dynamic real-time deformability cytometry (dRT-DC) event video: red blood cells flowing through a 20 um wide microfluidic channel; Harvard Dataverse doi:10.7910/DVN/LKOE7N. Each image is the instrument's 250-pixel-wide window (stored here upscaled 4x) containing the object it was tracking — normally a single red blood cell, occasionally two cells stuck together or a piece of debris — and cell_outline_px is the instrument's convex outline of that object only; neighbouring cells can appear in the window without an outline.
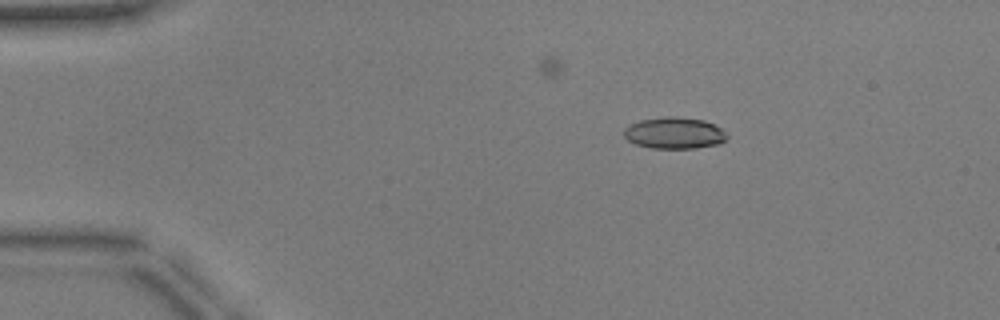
{"species": "common noctule bat (a hibernating species)", "species_latin": "Nyctalus noctula", "temperature_condition": "warm", "stored_images_in_passage": 42, "camera_frame_rate_fps": 3000, "um_per_image_px": 0.085, "animal": {"sex": "male", "body_mass_g": 17.9, "forearm_length_mm": 54.2}, "frame": {"image": 1, "passage_image": 9, "time_ms": 2.667, "image_size_px": [1000, 320], "cell_outline_px": [[728, 136], [720, 144], [696, 148], [652, 148], [636, 144], [628, 140], [624, 136], [624, 128], [640, 120], [668, 116], [676, 116], [704, 120], [720, 128]], "centroid_in_image_um": [57.32, 11.31], "position_along_channel_um": 27.7, "area_um2": 18.79}}
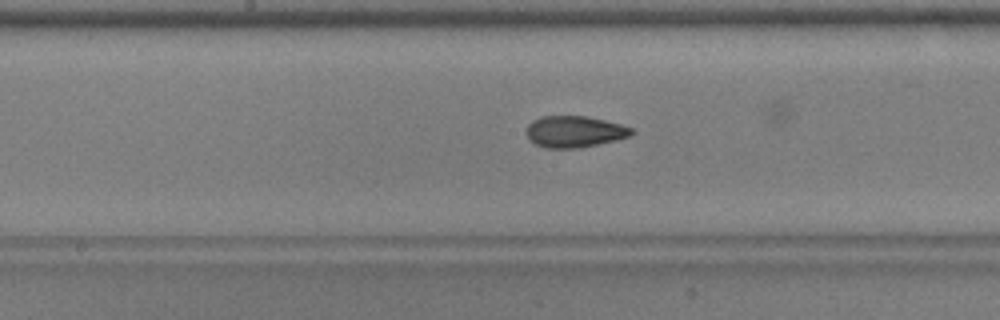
{"frame": {"image": 2, "passage_image": 27, "time_ms": 8.667, "image_size_px": [1000, 320], "cell_outline_px": [[636, 132], [628, 136], [616, 140], [580, 148], [544, 148], [528, 140], [524, 132], [528, 124], [532, 120], [540, 116], [584, 116], [604, 120], [620, 124], [632, 128]], "centroid_in_image_um": [48.77, 11.19], "position_along_channel_um": 199.4, "area_um2": 19.48}}
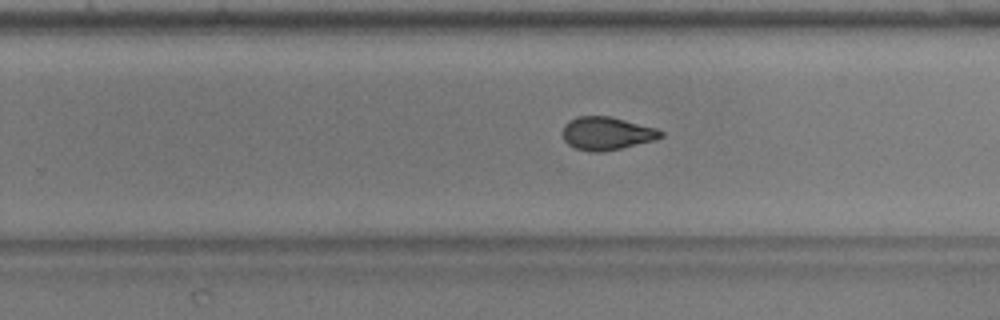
{"frame": {"image": 3, "passage_image": 33, "time_ms": 10.667, "image_size_px": [1000, 320], "cell_outline_px": [[664, 136], [656, 140], [620, 148], [600, 152], [588, 152], [576, 148], [568, 144], [564, 140], [560, 132], [564, 124], [568, 120], [576, 116], [608, 116], [656, 128], [664, 132]], "centroid_in_image_um": [51.53, 11.34], "position_along_channel_um": 278.3, "area_um2": 19.07}}